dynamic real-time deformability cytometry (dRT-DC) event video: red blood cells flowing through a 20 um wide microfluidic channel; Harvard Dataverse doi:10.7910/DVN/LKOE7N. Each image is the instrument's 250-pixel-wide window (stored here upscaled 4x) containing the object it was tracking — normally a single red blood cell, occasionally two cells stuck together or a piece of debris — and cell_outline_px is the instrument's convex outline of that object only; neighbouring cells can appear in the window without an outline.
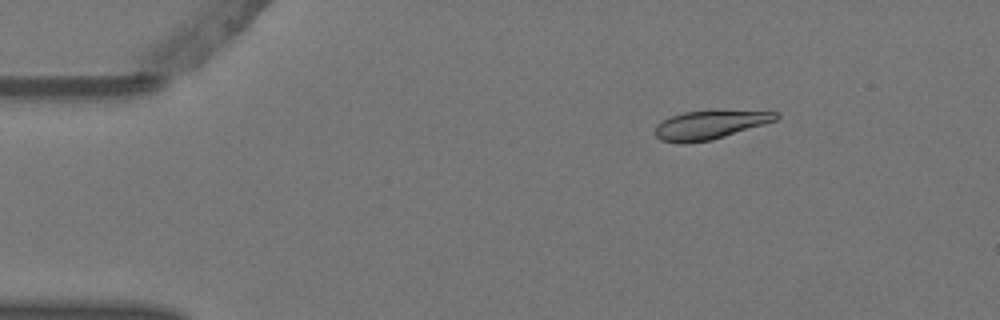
{"species": "Egyptian fruit bat (a non-hibernating species)", "species_latin": "Rousettus aegyptiacus", "temperature_condition": "warm", "stored_images_in_passage": 4, "camera_frame_rate_fps": 3000, "um_per_image_px": 0.085, "animal": {"sex": "female"}, "frame": {"image": 1, "passage_image": 2, "time_ms": 0.333, "image_size_px": [1000, 320], "cell_outline_px": [[780, 116], [776, 120], [764, 124], [712, 140], [684, 144], [660, 140], [652, 132], [656, 124], [672, 116], [684, 112], [780, 112]], "centroid_in_image_um": [60.25, 10.65], "position_along_channel_um": 24.7, "area_um2": 19.65}}